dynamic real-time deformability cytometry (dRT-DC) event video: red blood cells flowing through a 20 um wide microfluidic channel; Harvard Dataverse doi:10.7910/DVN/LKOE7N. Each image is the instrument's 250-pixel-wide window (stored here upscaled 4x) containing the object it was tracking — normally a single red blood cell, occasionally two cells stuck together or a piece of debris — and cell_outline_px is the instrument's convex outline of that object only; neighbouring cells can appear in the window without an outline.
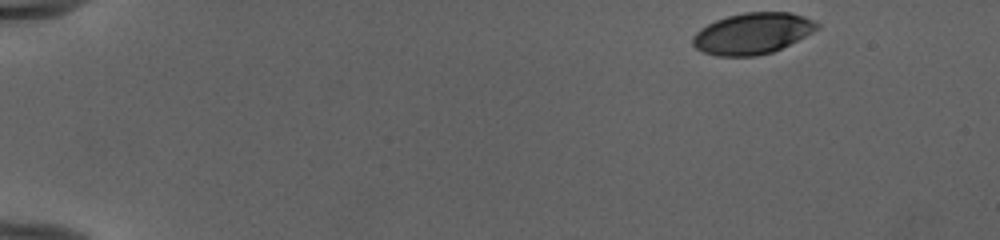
{"species": "human", "species_latin": "Homo sapiens", "temperature_condition": "cold", "stored_images_in_passage": 47, "camera_frame_rate_fps": 3000, "um_per_image_px": 0.085, "donor": {"sex": "female"}, "frame": {"image": 1, "passage_image": 1, "time_ms": 0.0, "image_size_px": [1000, 240], "cell_outline_px": [[820, 28], [772, 52], [756, 56], [716, 56], [704, 52], [696, 48], [692, 44], [692, 36], [700, 28], [716, 20], [728, 16], [744, 12], [792, 12], [804, 16], [820, 24]], "centroid_in_image_um": [63.94, 2.84], "position_along_channel_um": 21.1, "area_um2": 29.71}}
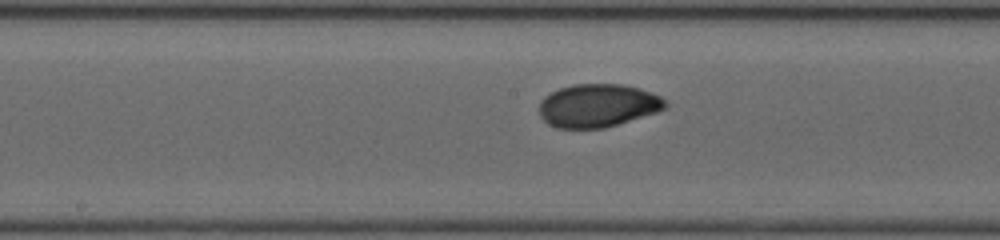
{"frame": {"image": 2, "passage_image": 24, "time_ms": 7.667, "image_size_px": [1000, 240], "cell_outline_px": [[668, 108], [656, 112], [604, 128], [556, 128], [548, 124], [540, 116], [540, 100], [544, 96], [560, 88], [572, 84], [624, 84], [640, 88], [660, 96], [668, 104]], "centroid_in_image_um": [50.81, 8.96], "position_along_channel_um": 197.4, "area_um2": 31.73}}
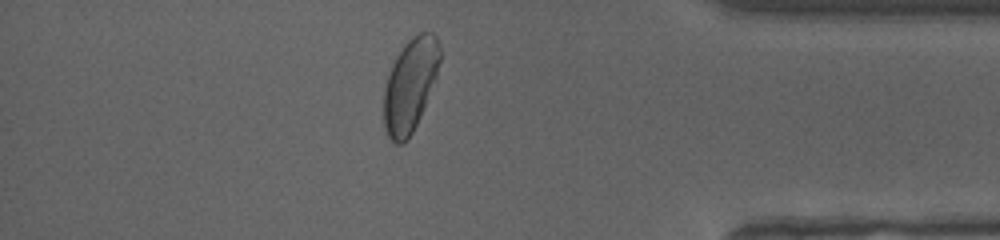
{"frame": {"image": 3, "passage_image": 41, "time_ms": 13.333, "image_size_px": [1000, 240], "cell_outline_px": [[440, 60], [436, 76], [420, 116], [412, 132], [404, 144], [396, 144], [388, 136], [384, 128], [384, 88], [392, 64], [396, 56], [408, 40], [420, 32], [432, 32], [436, 36], [440, 44]], "centroid_in_image_um": [34.86, 7.22], "position_along_channel_um": 400.3, "area_um2": 30.11}, "authors_computed_cell_mechanics": {"area_um2": 30.8074, "velocity_mm_per_s": 3.9891, "shape_relaxation_time_tau1_ms": 3.373, "shape_relaxation_time_tau2_ms": null, "deformation_change_tau1": 0.1445, "deformation_change_tau2": null}}